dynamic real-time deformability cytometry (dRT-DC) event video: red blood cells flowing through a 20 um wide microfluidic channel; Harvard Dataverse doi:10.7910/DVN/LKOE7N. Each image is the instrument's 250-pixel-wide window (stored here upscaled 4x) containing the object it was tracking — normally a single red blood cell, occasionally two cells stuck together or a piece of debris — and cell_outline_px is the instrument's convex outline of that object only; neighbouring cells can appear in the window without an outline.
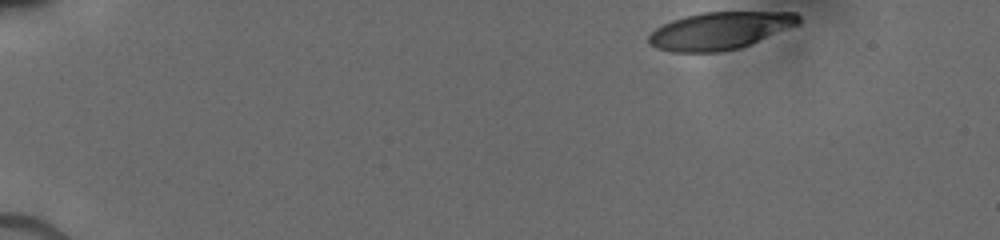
{"species": "human", "species_latin": "Homo sapiens", "temperature_condition": "cold", "stored_images_in_passage": 37, "camera_frame_rate_fps": 3000, "um_per_image_px": 0.085, "donor": {"sex": "male"}, "frame": {"image": 1, "passage_image": 1, "time_ms": 0.0, "image_size_px": [1000, 240], "cell_outline_px": [[800, 24], [740, 48], [720, 52], [672, 52], [656, 48], [648, 44], [648, 36], [656, 28], [672, 20], [684, 16], [704, 12], [796, 12], [800, 16]], "centroid_in_image_um": [61.19, 2.61], "position_along_channel_um": 23.8, "area_um2": 32.71}}
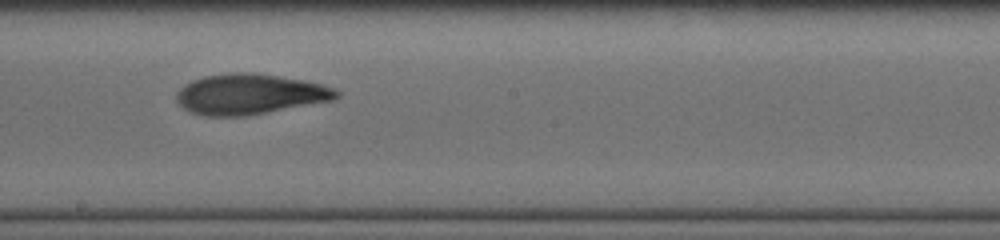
{"frame": {"image": 2, "passage_image": 22, "time_ms": 8.0, "image_size_px": [1000, 240], "cell_outline_px": [[340, 96], [336, 100], [248, 116], [204, 116], [188, 112], [176, 100], [176, 92], [184, 84], [192, 80], [204, 76], [232, 72], [256, 72], [304, 80], [336, 88], [340, 92]], "centroid_in_image_um": [21.25, 8.01], "position_along_channel_um": 226.9, "area_um2": 38.32}}
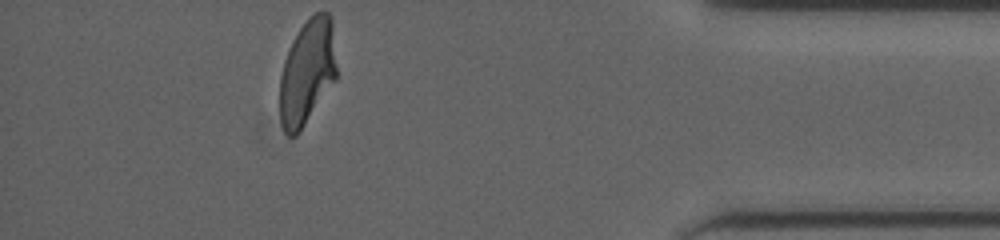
{"frame": {"image": 3, "passage_image": 37, "time_ms": 13.333, "image_size_px": [1000, 240], "cell_outline_px": [[336, 80], [300, 132], [296, 136], [288, 136], [284, 132], [280, 120], [280, 76], [284, 60], [292, 40], [300, 28], [316, 12], [328, 12], [332, 16], [336, 68]], "centroid_in_image_um": [26.11, 6.16], "position_along_channel_um": 409.1, "area_um2": 35.03}}